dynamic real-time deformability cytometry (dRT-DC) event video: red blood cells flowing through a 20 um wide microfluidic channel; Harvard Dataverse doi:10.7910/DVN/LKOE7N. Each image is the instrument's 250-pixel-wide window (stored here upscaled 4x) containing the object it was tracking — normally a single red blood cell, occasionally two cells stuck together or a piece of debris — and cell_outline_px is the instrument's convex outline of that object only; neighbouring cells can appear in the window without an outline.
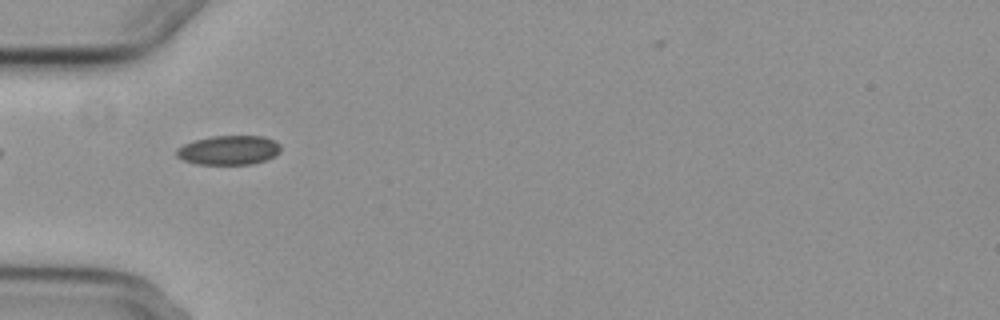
{"species": "common noctule bat (a hibernating species)", "species_latin": "Nyctalus noctula", "temperature_condition": "cold", "stored_images_in_passage": 8, "camera_frame_rate_fps": 3000, "um_per_image_px": 0.085, "animal": {"sex": "female", "body_mass_g": 29.2, "forearm_length_mm": 56.3}, "frame": {"image": 1, "passage_image": 3, "time_ms": 2.333, "image_size_px": [1000, 320], "cell_outline_px": [[280, 152], [264, 160], [252, 164], [196, 164], [184, 160], [176, 156], [176, 148], [184, 144], [196, 140], [212, 136], [264, 136], [276, 140], [280, 144]], "centroid_in_image_um": [19.45, 12.75], "position_along_channel_um": 65.6, "area_um2": 17.74}}
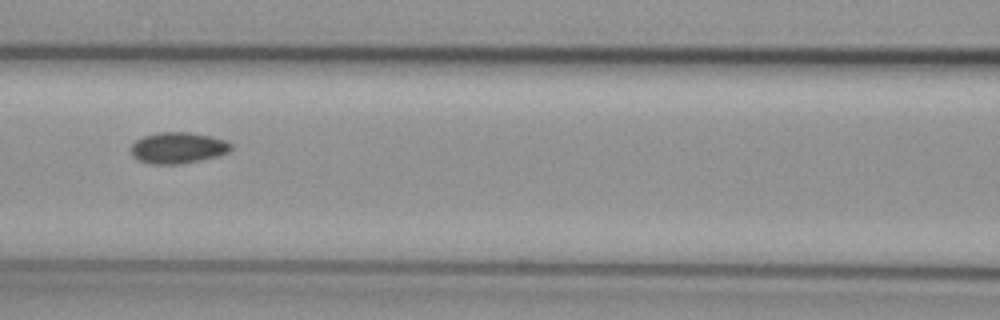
{"frame": {"image": 2, "passage_image": 5, "time_ms": 4.667, "image_size_px": [1000, 320], "cell_outline_px": [[232, 148], [228, 152], [216, 156], [200, 160], [180, 164], [148, 164], [136, 160], [132, 156], [132, 144], [136, 140], [144, 136], [160, 132], [188, 132], [228, 140], [232, 144]], "centroid_in_image_um": [15.11, 12.57], "position_along_channel_um": 151.5, "area_um2": 18.21}}
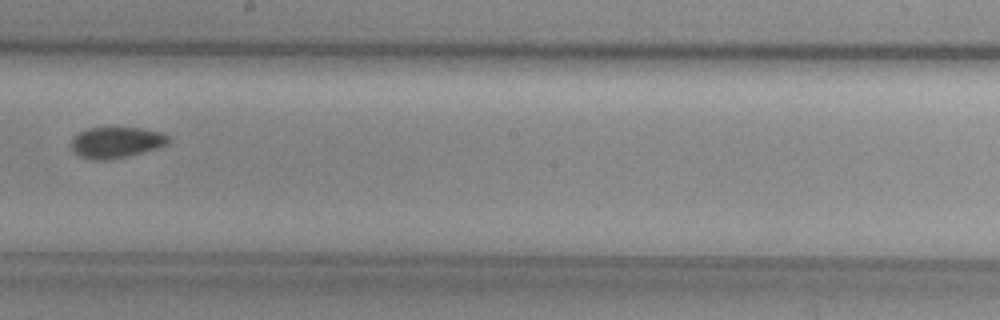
{"frame": {"image": 3, "passage_image": 7, "time_ms": 7.0, "image_size_px": [1000, 320], "cell_outline_px": [[168, 140], [164, 144], [156, 148], [128, 156], [108, 160], [92, 160], [80, 156], [72, 148], [72, 136], [88, 128], [140, 128], [160, 132], [168, 136]], "centroid_in_image_um": [9.83, 12.11], "position_along_channel_um": 238.4, "area_um2": 17.22}}